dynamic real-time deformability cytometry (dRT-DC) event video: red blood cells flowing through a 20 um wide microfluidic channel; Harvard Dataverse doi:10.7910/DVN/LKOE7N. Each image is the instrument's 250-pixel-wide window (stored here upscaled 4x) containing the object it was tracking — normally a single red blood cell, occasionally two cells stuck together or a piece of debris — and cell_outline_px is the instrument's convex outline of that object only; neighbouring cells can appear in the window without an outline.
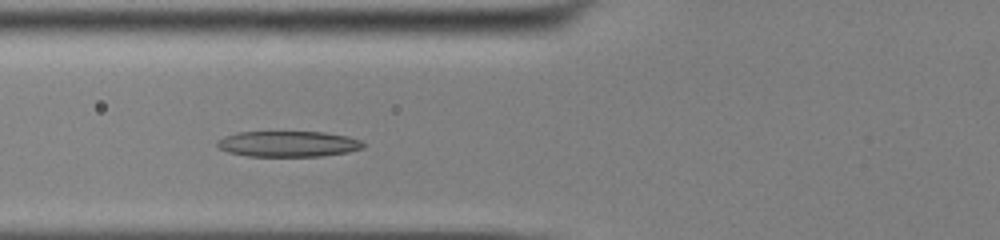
{"species": "common noctule bat (a hibernating species)", "species_latin": "Nyctalus noctula", "temperature_condition": "cold", "stored_images_in_passage": 39, "camera_frame_rate_fps": 3000, "um_per_image_px": 0.085, "animal": {"sex": "male", "body_mass_g": 13.0, "forearm_length_mm": 53.1}, "frame": {"image": 1, "passage_image": 7, "time_ms": 2.0, "image_size_px": [1000, 240], "cell_outline_px": [[364, 148], [348, 152], [320, 156], [248, 156], [228, 152], [220, 148], [216, 144], [216, 140], [224, 136], [236, 132], [324, 132], [348, 136], [360, 140], [364, 144]], "centroid_in_image_um": [24.48, 12.23], "position_along_channel_um": 101.3, "area_um2": 21.96}}
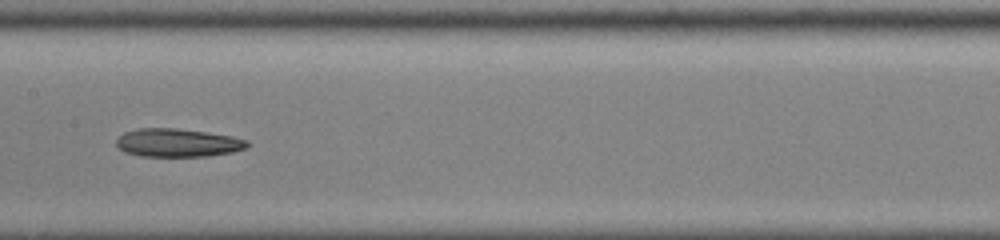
{"frame": {"image": 2, "passage_image": 14, "time_ms": 4.333, "image_size_px": [1000, 240], "cell_outline_px": [[252, 144], [248, 148], [232, 152], [208, 156], [140, 156], [124, 152], [116, 144], [116, 140], [124, 132], [140, 128], [176, 128], [208, 132], [232, 136], [248, 140]], "centroid_in_image_um": [15.15, 12.13], "position_along_channel_um": 192.2, "area_um2": 21.73}}
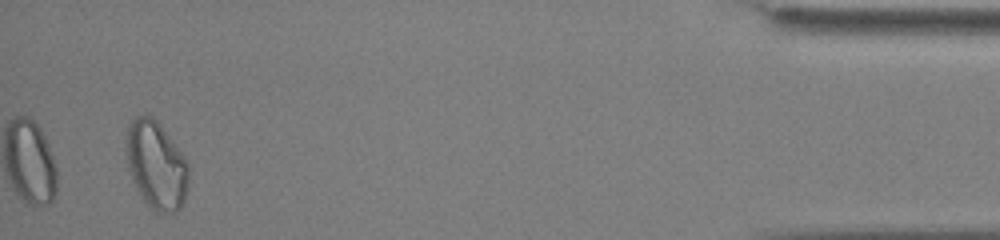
{"frame": {"image": 3, "passage_image": 37, "time_ms": 12.0, "image_size_px": [1000, 240], "cell_outline_px": [[188, 184], [184, 200], [180, 208], [176, 212], [156, 212], [144, 200], [136, 188], [132, 180], [128, 168], [124, 152], [124, 140], [128, 124], [136, 116], [152, 116], [160, 124], [184, 156], [188, 164]], "centroid_in_image_um": [13.24, 14.01], "position_along_channel_um": 422.0, "area_um2": 32.19}, "authors_computed_cell_mechanics": {"area_um2": 22.7154, "velocity_mm_per_s": 3.8854, "shape_relaxation_time_tau1_ms": 7.3294, "shape_relaxation_time_tau2_ms": null, "deformation_change_tau1": 0.178, "deformation_change_tau2": null}}